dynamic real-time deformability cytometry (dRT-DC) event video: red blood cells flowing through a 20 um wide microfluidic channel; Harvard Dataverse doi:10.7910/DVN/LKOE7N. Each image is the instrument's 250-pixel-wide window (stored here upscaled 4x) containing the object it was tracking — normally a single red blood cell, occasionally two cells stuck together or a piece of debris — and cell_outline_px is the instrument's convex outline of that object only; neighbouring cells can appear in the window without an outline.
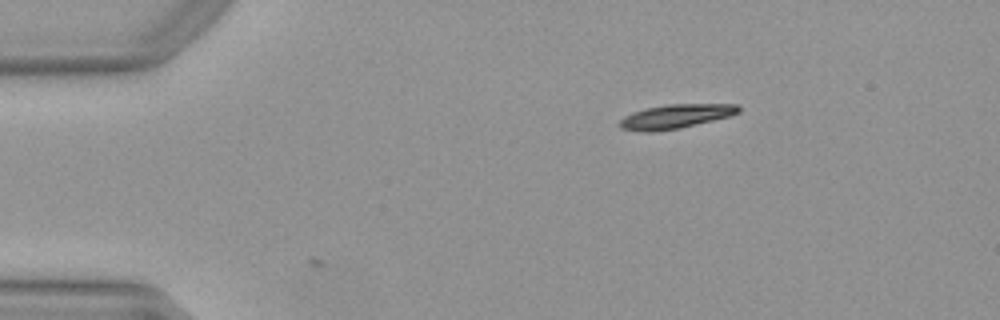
{"species": "Egyptian fruit bat (a non-hibernating species)", "species_latin": "Rousettus aegyptiacus", "temperature_condition": "warm", "stored_images_in_passage": 2, "camera_frame_rate_fps": 3000, "um_per_image_px": 0.085, "animal": {"sex": "female"}, "frame": {"image": 1, "passage_image": 1, "time_ms": 0.0, "image_size_px": [1000, 320], "cell_outline_px": [[740, 112], [732, 116], [680, 128], [652, 132], [640, 132], [620, 128], [616, 124], [624, 116], [632, 112], [644, 108], [668, 104], [740, 104]], "centroid_in_image_um": [57.41, 9.9], "position_along_channel_um": 27.6, "area_um2": 17.05}}